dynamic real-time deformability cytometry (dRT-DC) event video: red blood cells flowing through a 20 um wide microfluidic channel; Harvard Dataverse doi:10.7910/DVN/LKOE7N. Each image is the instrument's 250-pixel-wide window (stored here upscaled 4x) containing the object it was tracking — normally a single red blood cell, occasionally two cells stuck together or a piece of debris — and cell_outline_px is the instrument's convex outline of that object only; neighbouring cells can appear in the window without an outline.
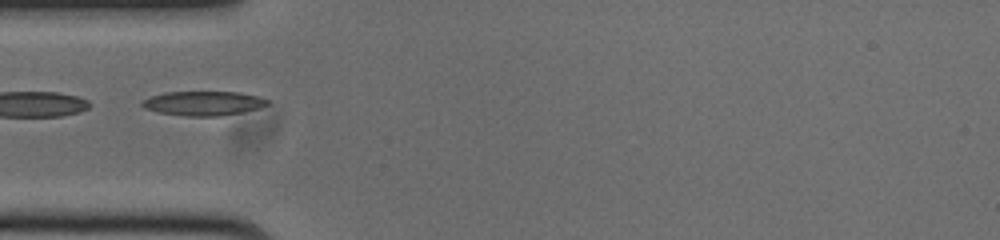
{"species": "common noctule bat (a hibernating species)", "species_latin": "Nyctalus noctula", "temperature_condition": "cold", "stored_images_in_passage": 6, "camera_frame_rate_fps": 3000, "um_per_image_px": 0.085, "animal": {"sex": "male", "body_mass_g": 20.0, "forearm_length_mm": 53.3}, "frame": {"image": 1, "passage_image": 1, "time_ms": 0.0, "image_size_px": [1000, 240], "cell_outline_px": [[268, 104], [260, 108], [220, 116], [188, 116], [160, 112], [144, 108], [140, 104], [144, 100], [152, 96], [164, 92], [240, 92], [260, 96], [268, 100]], "centroid_in_image_um": [17.32, 8.77], "position_along_channel_um": 67.7, "area_um2": 17.63}}